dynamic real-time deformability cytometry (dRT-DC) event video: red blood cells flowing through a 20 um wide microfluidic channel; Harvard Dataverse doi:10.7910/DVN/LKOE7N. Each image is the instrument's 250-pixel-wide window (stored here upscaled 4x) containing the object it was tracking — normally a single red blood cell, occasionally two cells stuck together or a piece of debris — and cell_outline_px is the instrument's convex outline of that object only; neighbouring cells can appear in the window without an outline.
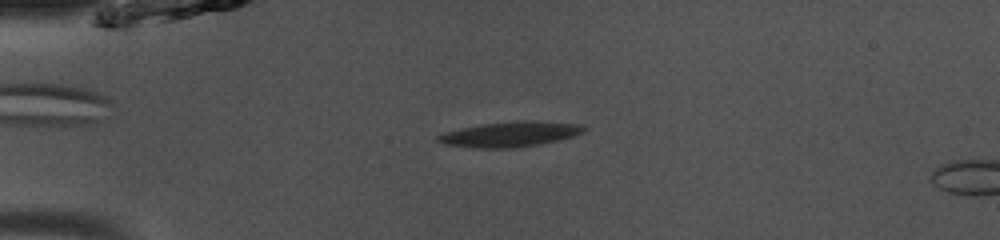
{"species": "common noctule bat (a hibernating species)", "species_latin": "Nyctalus noctula", "temperature_condition": "room temperature", "stored_images_in_passage": 5, "camera_frame_rate_fps": 3000, "um_per_image_px": 0.085, "animal": {"sex": "male", "body_mass_g": 13.0, "forearm_length_mm": 53.1}, "frame": {"image": 1, "passage_image": 2, "time_ms": 0.333, "image_size_px": [1000, 240], "cell_outline_px": [[588, 128], [584, 132], [572, 136], [540, 144], [512, 148], [476, 148], [444, 144], [436, 140], [436, 136], [444, 132], [460, 128], [480, 124], [516, 120], [532, 120], [580, 124]], "centroid_in_image_um": [43.34, 11.39], "position_along_channel_um": 41.7, "area_um2": 21.56}}